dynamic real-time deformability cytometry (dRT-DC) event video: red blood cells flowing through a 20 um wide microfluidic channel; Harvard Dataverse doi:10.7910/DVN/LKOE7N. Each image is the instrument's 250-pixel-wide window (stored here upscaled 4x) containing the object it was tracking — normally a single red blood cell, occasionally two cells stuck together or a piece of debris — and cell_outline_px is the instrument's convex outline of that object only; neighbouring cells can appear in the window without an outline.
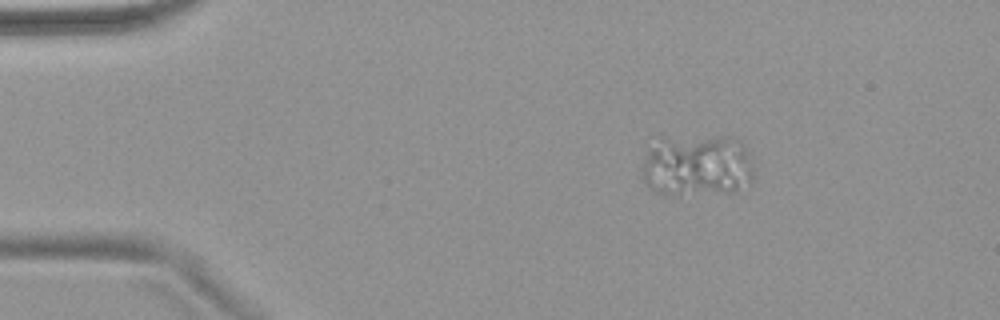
{"species": "common noctule bat (a hibernating species)", "species_latin": "Nyctalus noctula", "temperature_condition": "warm", "stored_images_in_passage": 4, "camera_frame_rate_fps": 3000, "um_per_image_px": 0.085, "animal": {"sex": "female", "body_mass_g": 18.4}, "frame": {"image": 1, "passage_image": 3, "time_ms": 2.333, "image_size_px": [1000, 320], "cell_outline_px": [[752, 180], [736, 192], [680, 196], [664, 196], [648, 188], [644, 184], [644, 164], [648, 152], [656, 136], [732, 136], [744, 140], [752, 164]], "centroid_in_image_um": [59.26, 14.06], "position_along_channel_um": 25.7, "area_um2": 41.91}}